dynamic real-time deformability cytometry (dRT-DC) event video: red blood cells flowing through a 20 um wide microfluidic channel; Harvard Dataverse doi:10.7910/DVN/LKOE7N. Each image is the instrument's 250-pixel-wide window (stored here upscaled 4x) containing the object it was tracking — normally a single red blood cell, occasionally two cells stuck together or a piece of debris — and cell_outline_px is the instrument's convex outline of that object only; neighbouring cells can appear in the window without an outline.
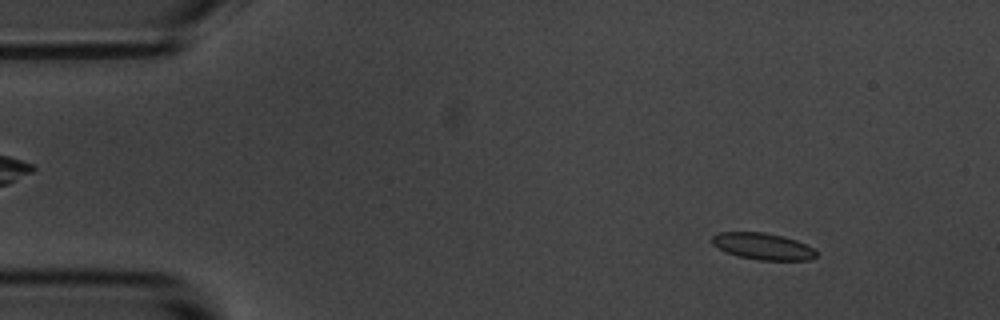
{"species": "common noctule bat (a hibernating species)", "species_latin": "Nyctalus noctula", "temperature_condition": "room temperature", "stored_images_in_passage": 57, "camera_frame_rate_fps": 3000, "um_per_image_px": 0.085, "animal": {"sex": "male", "body_mass_g": 20.1, "forearm_length_mm": 53.5}, "frame": {"image": 1, "passage_image": 6, "time_ms": 1.667, "image_size_px": [1000, 320], "cell_outline_px": [[816, 256], [808, 260], [756, 260], [736, 256], [724, 252], [712, 244], [712, 236], [720, 232], [764, 232], [784, 236], [796, 240], [812, 248], [816, 252]], "centroid_in_image_um": [64.79, 20.94], "position_along_channel_um": 20.2, "area_um2": 16.24}}
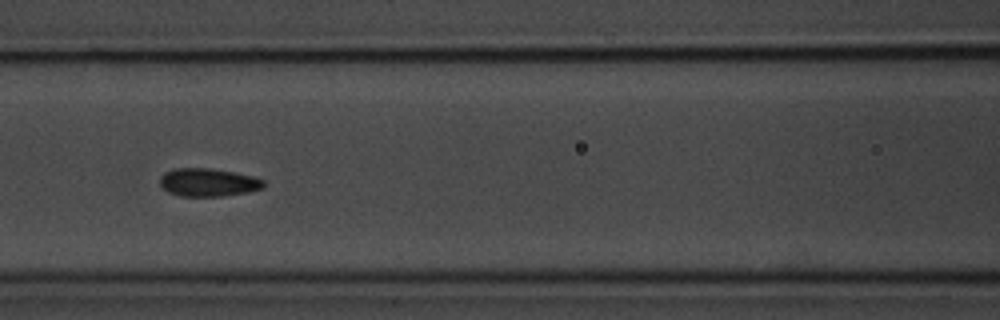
{"frame": {"image": 2, "passage_image": 24, "time_ms": 7.667, "image_size_px": [1000, 320], "cell_outline_px": [[264, 188], [248, 192], [224, 196], [180, 196], [168, 192], [160, 184], [160, 176], [164, 172], [172, 168], [212, 168], [252, 176], [264, 180]], "centroid_in_image_um": [17.68, 15.5], "position_along_channel_um": 148.9, "area_um2": 17.05}}
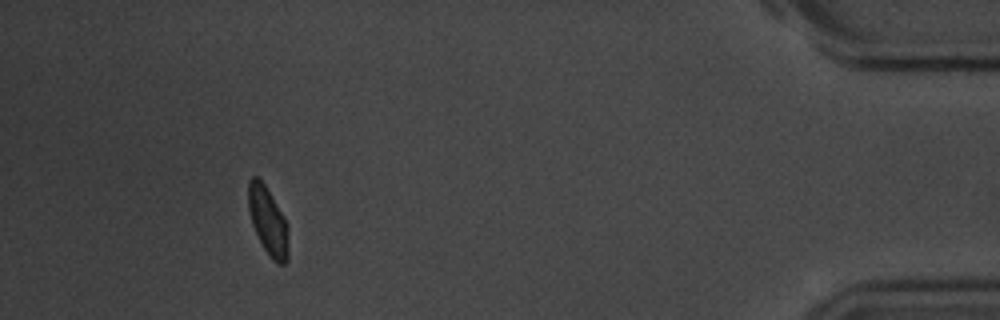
{"frame": {"image": 3, "passage_image": 52, "time_ms": 17.0, "image_size_px": [1000, 320], "cell_outline_px": [[288, 260], [284, 264], [276, 264], [272, 260], [264, 248], [252, 224], [248, 208], [248, 180], [252, 176], [256, 176], [264, 184], [284, 216], [288, 224]], "centroid_in_image_um": [22.79, 18.8], "position_along_channel_um": 412.4, "area_um2": 15.9}, "authors_computed_cell_mechanics": {"area_um2": 16.473, "velocity_mm_per_s": 3.4941, "shape_relaxation_time_tau1_ms": 1.9031, "shape_relaxation_time_tau2_ms": null, "deformation_change_tau1": 0.082, "deformation_change_tau2": null}}